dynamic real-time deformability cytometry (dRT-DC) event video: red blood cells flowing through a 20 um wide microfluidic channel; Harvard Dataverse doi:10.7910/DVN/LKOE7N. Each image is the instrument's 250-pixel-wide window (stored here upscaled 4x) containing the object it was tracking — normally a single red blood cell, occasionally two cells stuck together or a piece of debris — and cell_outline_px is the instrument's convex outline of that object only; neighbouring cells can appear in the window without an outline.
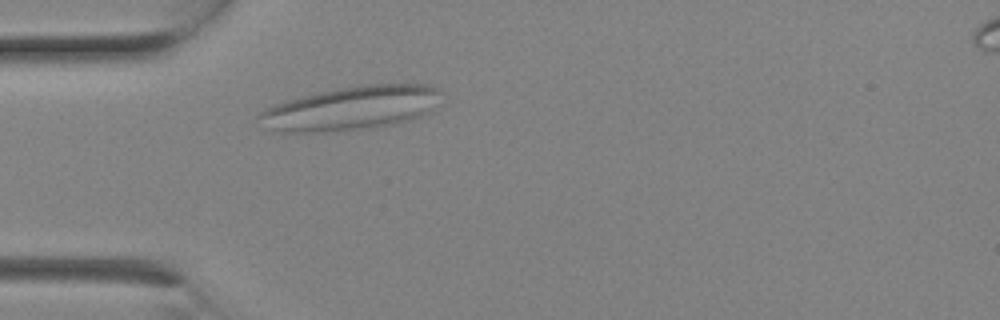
{"species": "Egyptian fruit bat (a non-hibernating species)", "species_latin": "Rousettus aegyptiacus", "temperature_condition": "room temperature", "stored_images_in_passage": 2, "camera_frame_rate_fps": 3000, "um_per_image_px": 0.085, "animal": {"sex": "female"}, "frame": {"image": 1, "passage_image": 1, "time_ms": 0.0, "image_size_px": [1000, 320], "cell_outline_px": [[444, 92], [432, 112], [396, 124], [372, 128], [336, 132], [284, 132], [272, 128], [256, 116], [260, 112], [276, 104], [300, 96], [360, 84], [428, 84], [440, 88]], "centroid_in_image_um": [29.99, 9.19], "position_along_channel_um": 55.0, "area_um2": 46.7}}